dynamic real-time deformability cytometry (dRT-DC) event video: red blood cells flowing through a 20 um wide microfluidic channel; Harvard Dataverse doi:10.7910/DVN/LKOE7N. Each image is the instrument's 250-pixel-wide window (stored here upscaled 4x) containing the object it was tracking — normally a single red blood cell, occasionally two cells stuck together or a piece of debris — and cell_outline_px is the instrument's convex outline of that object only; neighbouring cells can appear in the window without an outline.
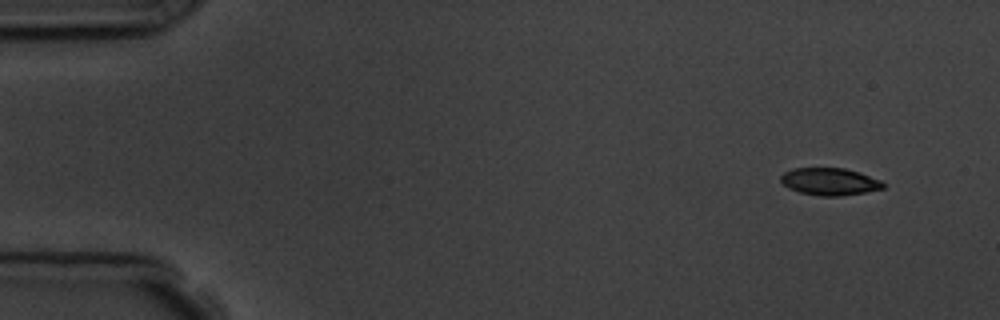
{"species": "common noctule bat (a hibernating species)", "species_latin": "Nyctalus noctula", "temperature_condition": "room temperature", "stored_images_in_passage": 4, "camera_frame_rate_fps": 3000, "um_per_image_px": 0.085, "animal": {"sex": "male", "body_mass_g": 19.5, "forearm_length_mm": 54.6}, "frame": {"image": 1, "passage_image": 1, "time_ms": 0.0, "image_size_px": [1000, 320], "cell_outline_px": [[884, 188], [864, 192], [840, 196], [820, 196], [800, 192], [788, 188], [780, 180], [780, 176], [784, 172], [792, 168], [844, 168], [860, 172], [880, 180], [884, 184]], "centroid_in_image_um": [70.5, 15.43], "position_along_channel_um": 14.5, "area_um2": 16.24}}